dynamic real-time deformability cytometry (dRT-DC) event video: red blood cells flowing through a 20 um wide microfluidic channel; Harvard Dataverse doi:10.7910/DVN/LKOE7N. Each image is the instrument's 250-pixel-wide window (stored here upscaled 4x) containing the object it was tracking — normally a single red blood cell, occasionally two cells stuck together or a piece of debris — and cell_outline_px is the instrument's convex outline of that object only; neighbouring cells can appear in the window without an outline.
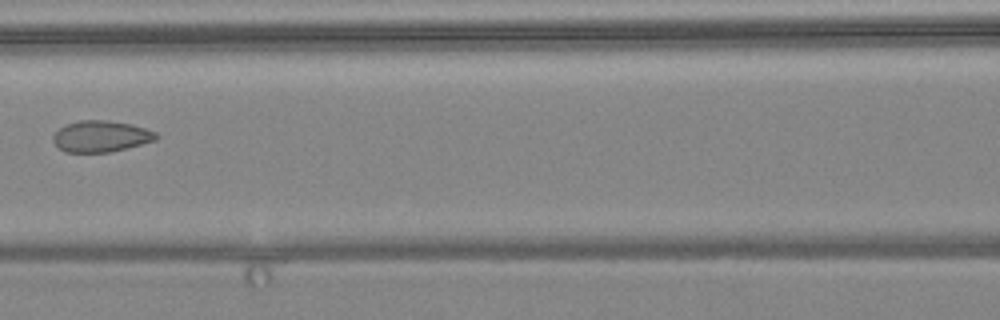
{"species": "common noctule bat (a hibernating species)", "species_latin": "Nyctalus noctula", "temperature_condition": "warm", "stored_images_in_passage": 7, "camera_frame_rate_fps": 3000, "um_per_image_px": 0.085, "animal": {"sex": "female", "body_mass_g": 24.6, "forearm_length_mm": 56.2}, "frame": {"image": 1, "passage_image": 6, "time_ms": 7.0, "image_size_px": [1000, 320], "cell_outline_px": [[160, 136], [156, 140], [112, 152], [64, 152], [52, 140], [52, 136], [60, 128], [68, 124], [80, 120], [108, 120], [132, 124], [156, 132]], "centroid_in_image_um": [8.6, 11.59], "position_along_channel_um": 158.0, "area_um2": 18.79}}
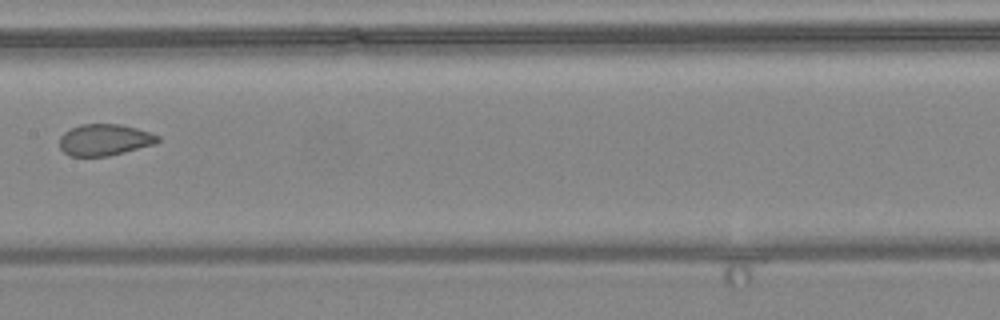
{"frame": {"image": 2, "passage_image": 7, "time_ms": 8.0, "image_size_px": [1000, 320], "cell_outline_px": [[160, 140], [156, 144], [108, 156], [68, 156], [60, 148], [60, 136], [64, 132], [80, 124], [120, 124], [136, 128], [160, 136]], "centroid_in_image_um": [8.89, 11.89], "position_along_channel_um": 198.5, "area_um2": 18.03}}